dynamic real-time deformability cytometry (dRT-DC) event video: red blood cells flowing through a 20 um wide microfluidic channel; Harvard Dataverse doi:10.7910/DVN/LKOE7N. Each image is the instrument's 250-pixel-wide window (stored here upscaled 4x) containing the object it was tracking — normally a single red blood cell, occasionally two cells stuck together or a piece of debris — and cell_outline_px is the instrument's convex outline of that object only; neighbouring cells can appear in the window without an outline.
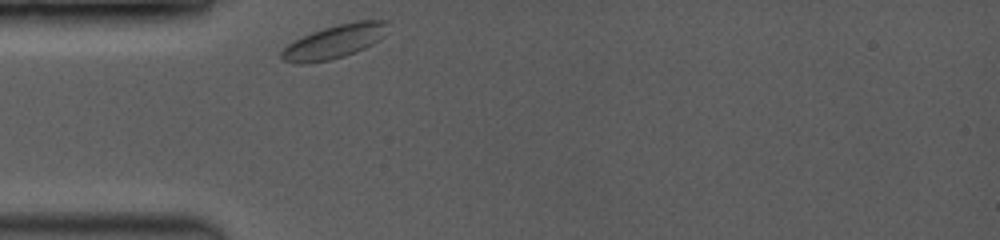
{"species": "common noctule bat (a hibernating species)", "species_latin": "Nyctalus noctula", "temperature_condition": "room temperature", "stored_images_in_passage": 34, "camera_frame_rate_fps": 3500, "um_per_image_px": 0.085, "animal": {"sex": "female", "body_mass_g": 19.0, "forearm_length_mm": 53.3}, "frame": {"image": 1, "passage_image": 1, "time_ms": 0.0, "image_size_px": [1000, 240], "cell_outline_px": [[388, 24], [384, 36], [380, 40], [356, 52], [344, 56], [328, 60], [308, 64], [296, 64], [280, 60], [280, 52], [288, 44], [312, 32], [336, 24], [356, 20], [388, 20]], "centroid_in_image_um": [28.42, 3.54], "position_along_channel_um": 56.6, "area_um2": 20.98}}
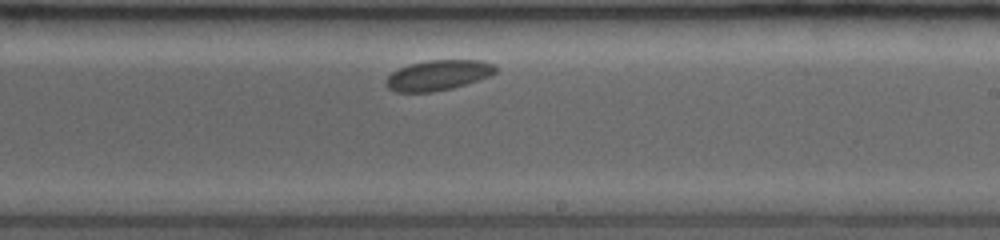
{"frame": {"image": 2, "passage_image": 20, "time_ms": 5.429, "image_size_px": [1000, 240], "cell_outline_px": [[496, 72], [492, 76], [452, 88], [432, 92], [396, 92], [388, 88], [384, 84], [384, 80], [392, 72], [408, 64], [428, 60], [480, 60], [496, 64]], "centroid_in_image_um": [37.24, 6.39], "position_along_channel_um": 251.8, "area_um2": 19.54}}
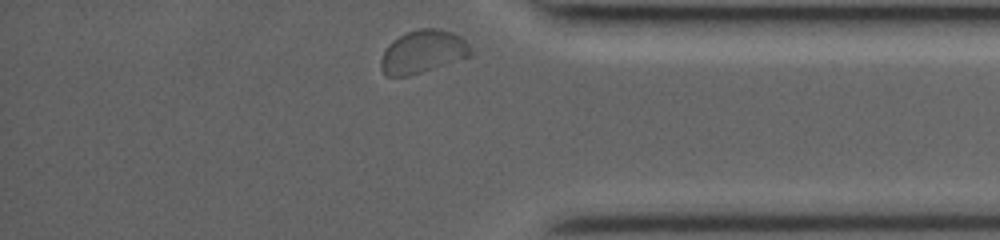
{"frame": {"image": 3, "passage_image": 34, "time_ms": 9.429, "image_size_px": [1000, 240], "cell_outline_px": [[472, 52], [468, 56], [408, 76], [388, 76], [380, 68], [380, 60], [388, 44], [400, 36], [408, 32], [420, 28], [436, 28], [452, 32], [460, 36], [468, 44]], "centroid_in_image_um": [35.91, 4.38], "position_along_channel_um": 399.3, "area_um2": 21.91}}